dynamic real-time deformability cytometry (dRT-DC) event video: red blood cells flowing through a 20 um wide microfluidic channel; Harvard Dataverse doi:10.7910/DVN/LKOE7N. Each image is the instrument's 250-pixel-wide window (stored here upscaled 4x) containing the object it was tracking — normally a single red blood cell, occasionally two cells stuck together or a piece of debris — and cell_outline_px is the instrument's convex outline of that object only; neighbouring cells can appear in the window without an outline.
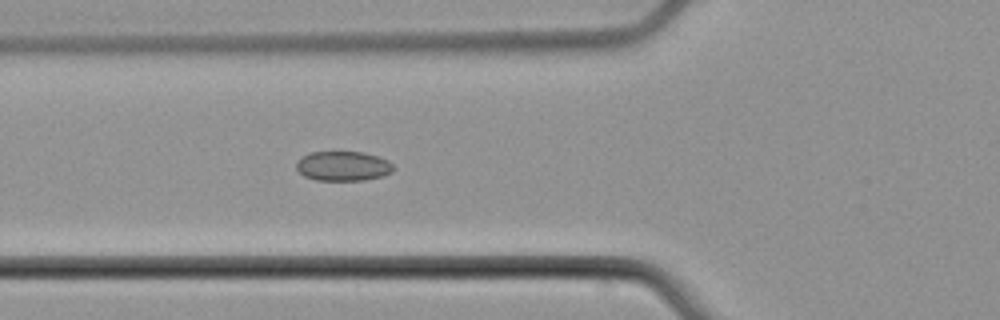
{"species": "common noctule bat (a hibernating species)", "species_latin": "Nyctalus noctula", "temperature_condition": "cold", "stored_images_in_passage": 5, "camera_frame_rate_fps": 3000, "um_per_image_px": 0.085, "animal": {"sex": "male", "body_mass_g": 21.5, "forearm_length_mm": 52.0}, "frame": {"image": 1, "passage_image": 5, "time_ms": 5.667, "image_size_px": [1000, 320], "cell_outline_px": [[392, 172], [380, 176], [364, 180], [316, 180], [304, 176], [296, 168], [296, 164], [304, 156], [312, 152], [364, 152], [388, 160], [392, 164]], "centroid_in_image_um": [29.16, 14.12], "position_along_channel_um": 96.6, "area_um2": 16.47}}